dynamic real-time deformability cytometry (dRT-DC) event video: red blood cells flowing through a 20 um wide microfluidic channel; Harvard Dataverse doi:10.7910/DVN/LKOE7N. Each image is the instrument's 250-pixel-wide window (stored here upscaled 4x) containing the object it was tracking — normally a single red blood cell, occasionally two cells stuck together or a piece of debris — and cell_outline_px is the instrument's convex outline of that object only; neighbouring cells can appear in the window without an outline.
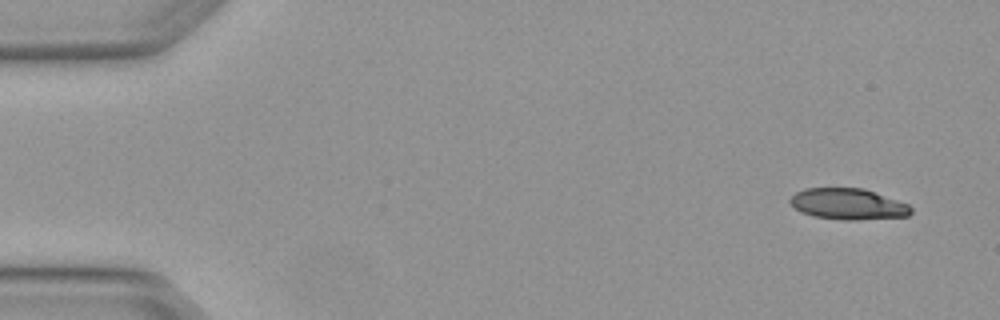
{"species": "Egyptian fruit bat (a non-hibernating species)", "species_latin": "Rousettus aegyptiacus", "temperature_condition": "warm", "stored_images_in_passage": 4, "camera_frame_rate_fps": 3000, "um_per_image_px": 0.085, "animal": {"sex": "female"}, "frame": {"image": 1, "passage_image": 1, "time_ms": 0.0, "image_size_px": [1000, 320], "cell_outline_px": [[912, 212], [908, 216], [856, 220], [840, 220], [812, 216], [800, 212], [788, 200], [796, 192], [804, 188], [864, 188], [908, 204], [912, 208]], "centroid_in_image_um": [72.07, 17.35], "position_along_channel_um": 12.9, "area_um2": 21.96}}